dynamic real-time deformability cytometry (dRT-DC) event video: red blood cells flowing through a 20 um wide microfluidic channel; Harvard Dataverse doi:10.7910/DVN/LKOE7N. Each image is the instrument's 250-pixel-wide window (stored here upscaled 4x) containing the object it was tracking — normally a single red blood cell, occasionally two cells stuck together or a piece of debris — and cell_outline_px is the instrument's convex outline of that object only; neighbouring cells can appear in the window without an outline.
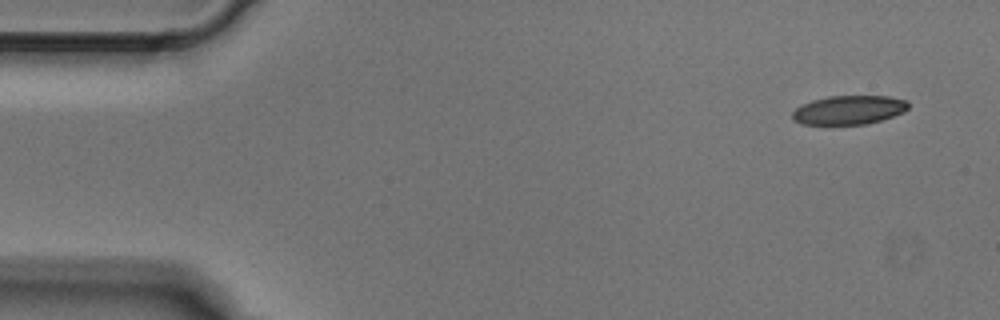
{"species": "Egyptian fruit bat (a non-hibernating species)", "species_latin": "Rousettus aegyptiacus", "temperature_condition": "cold", "stored_images_in_passage": 4, "camera_frame_rate_fps": 3000, "um_per_image_px": 0.085, "animal": {"sex": "male"}, "frame": {"image": 1, "passage_image": 1, "time_ms": 0.0, "image_size_px": [1000, 320], "cell_outline_px": [[908, 108], [904, 112], [880, 120], [864, 124], [800, 124], [792, 120], [792, 112], [796, 108], [812, 100], [828, 96], [888, 96], [908, 100]], "centroid_in_image_um": [72.15, 9.34], "position_along_channel_um": 12.9, "area_um2": 19.48}}
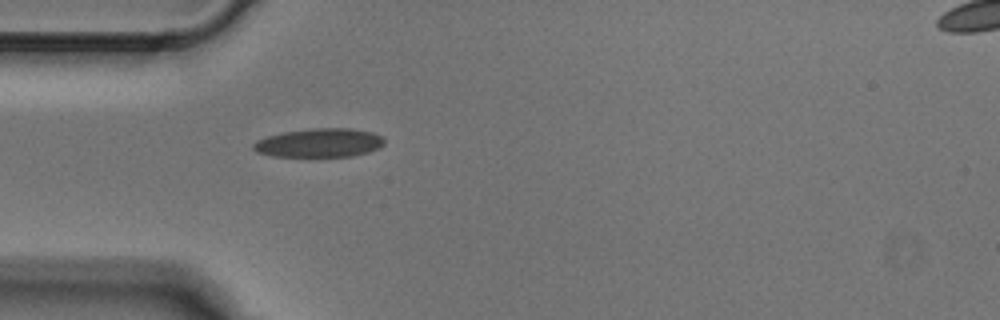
{"frame": {"image": 2, "passage_image": 4, "time_ms": 1.0, "image_size_px": [1000, 320], "cell_outline_px": [[384, 144], [368, 152], [352, 156], [272, 156], [256, 152], [252, 148], [252, 144], [256, 140], [268, 136], [284, 132], [312, 128], [352, 128], [372, 132], [380, 136], [384, 140]], "centroid_in_image_um": [27.11, 12.13], "position_along_channel_um": 57.9, "area_um2": 21.85}}